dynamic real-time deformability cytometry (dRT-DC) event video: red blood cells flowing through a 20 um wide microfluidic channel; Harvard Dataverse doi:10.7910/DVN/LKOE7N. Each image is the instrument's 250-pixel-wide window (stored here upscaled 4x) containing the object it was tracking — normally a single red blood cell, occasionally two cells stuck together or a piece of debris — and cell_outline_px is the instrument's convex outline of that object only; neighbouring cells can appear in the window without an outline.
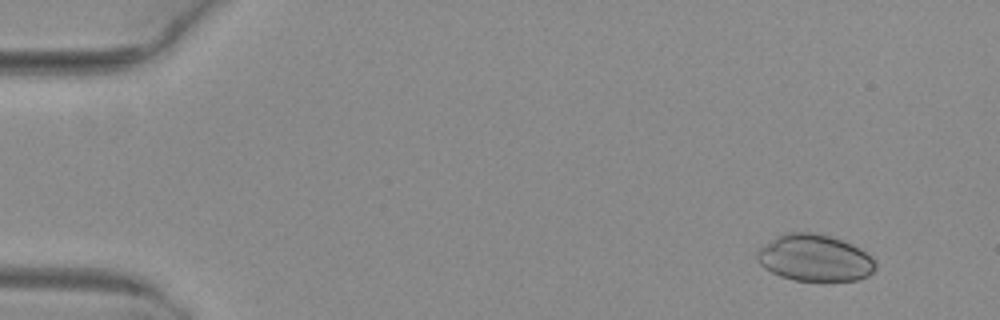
{"species": "common noctule bat (a hibernating species)", "species_latin": "Nyctalus noctula", "temperature_condition": "warm", "stored_images_in_passage": 51, "camera_frame_rate_fps": 3000, "um_per_image_px": 0.085, "animal": {"sex": "female", "body_mass_g": 29.2, "forearm_length_mm": 56.3}, "frame": {"image": 1, "passage_image": 4, "time_ms": 1.0, "image_size_px": [1000, 320], "cell_outline_px": [[876, 268], [868, 276], [856, 280], [792, 280], [780, 276], [764, 268], [756, 260], [756, 248], [776, 236], [784, 232], [812, 232], [832, 236], [852, 244], [860, 248], [872, 256], [876, 264]], "centroid_in_image_um": [69.21, 21.9], "position_along_channel_um": 15.8, "area_um2": 32.6}}
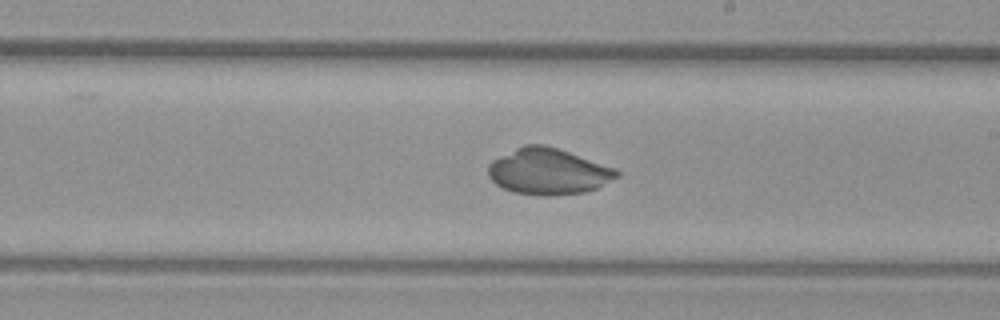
{"frame": {"image": 2, "passage_image": 30, "time_ms": 9.667, "image_size_px": [1000, 320], "cell_outline_px": [[620, 176], [596, 188], [584, 192], [552, 196], [544, 196], [512, 192], [496, 184], [488, 176], [488, 164], [492, 160], [524, 144], [544, 144], [616, 168], [620, 172]], "centroid_in_image_um": [46.6, 14.58], "position_along_channel_um": 242.4, "area_um2": 34.51}}
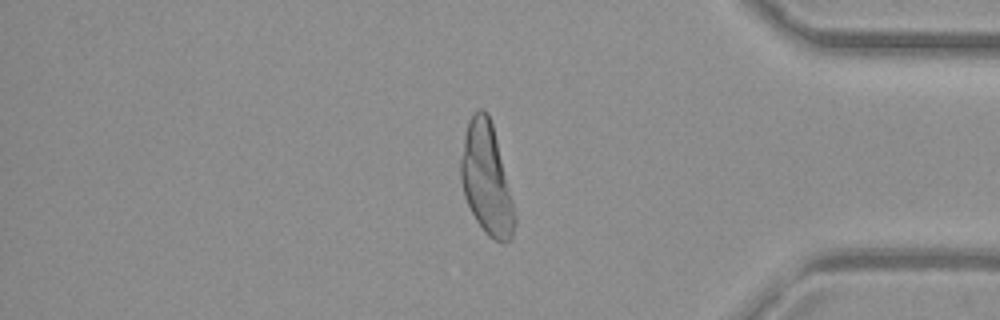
{"frame": {"image": 3, "passage_image": 43, "time_ms": 14.0, "image_size_px": [1000, 320], "cell_outline_px": [[516, 224], [512, 240], [504, 244], [488, 236], [484, 232], [476, 220], [464, 196], [460, 180], [460, 160], [464, 136], [468, 120], [480, 108], [484, 108], [488, 112], [492, 124], [516, 216]], "centroid_in_image_um": [41.34, 15.26], "position_along_channel_um": 393.9, "area_um2": 34.68}}